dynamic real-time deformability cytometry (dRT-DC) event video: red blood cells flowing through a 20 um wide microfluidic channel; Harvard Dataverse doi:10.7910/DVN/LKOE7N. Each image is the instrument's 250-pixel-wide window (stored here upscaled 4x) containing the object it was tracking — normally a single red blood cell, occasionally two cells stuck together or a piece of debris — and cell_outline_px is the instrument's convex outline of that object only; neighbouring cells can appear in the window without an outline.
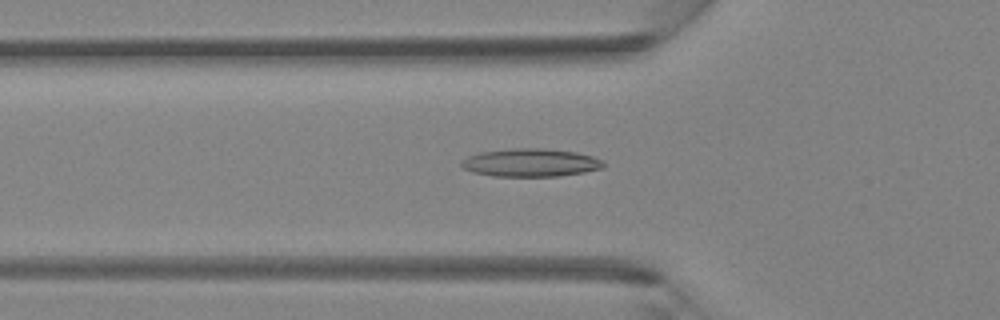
{"species": "Egyptian fruit bat (a non-hibernating species)", "species_latin": "Rousettus aegyptiacus", "temperature_condition": "room temperature", "stored_images_in_passage": 39, "camera_frame_rate_fps": 3000, "um_per_image_px": 0.085, "animal": {"sex": "female"}, "frame": {"image": 1, "passage_image": 9, "time_ms": 2.667, "image_size_px": [1000, 320], "cell_outline_px": [[604, 168], [584, 172], [560, 176], [492, 176], [472, 172], [464, 168], [460, 164], [460, 160], [468, 156], [480, 152], [512, 148], [544, 148], [576, 152], [592, 156], [604, 160]], "centroid_in_image_um": [45.1, 13.82], "position_along_channel_um": 80.7, "area_um2": 23.41}}
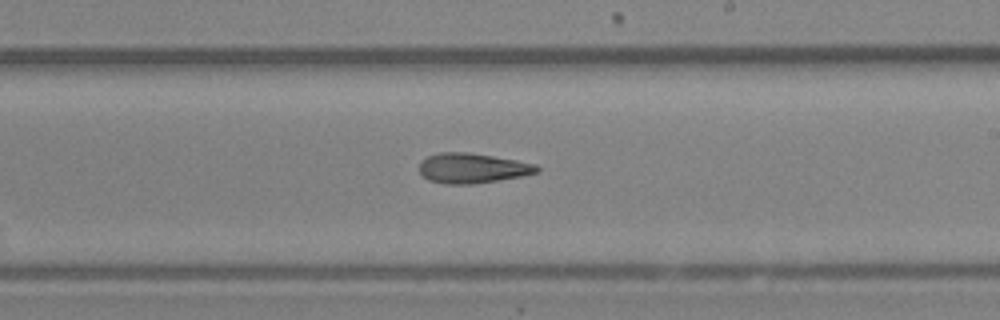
{"frame": {"image": 2, "passage_image": 20, "time_ms": 6.333, "image_size_px": [1000, 320], "cell_outline_px": [[540, 172], [520, 176], [472, 184], [444, 184], [428, 180], [420, 172], [420, 160], [428, 156], [440, 152], [468, 152], [516, 160], [536, 164], [540, 168]], "centroid_in_image_um": [40.13, 14.29], "position_along_channel_um": 248.9, "area_um2": 20.46}}
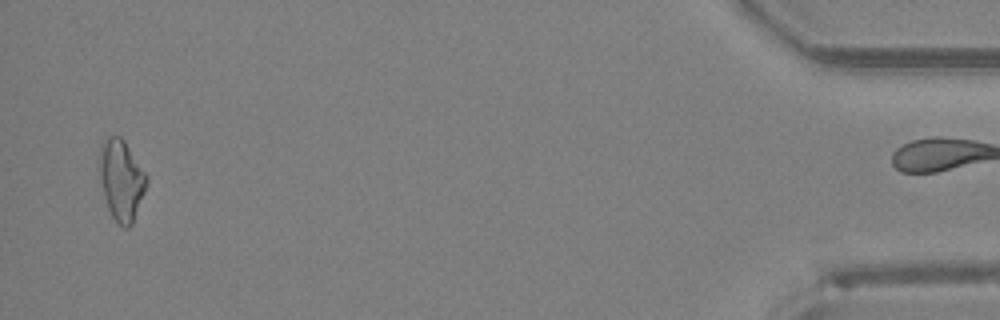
{"frame": {"image": 3, "passage_image": 37, "time_ms": 12.0, "image_size_px": [1000, 320], "cell_outline_px": [[148, 180], [144, 192], [132, 224], [128, 228], [124, 228], [112, 216], [108, 208], [104, 196], [100, 180], [100, 152], [108, 136], [120, 136], [124, 140], [148, 176]], "centroid_in_image_um": [10.33, 15.31], "position_along_channel_um": 424.9, "area_um2": 21.68}}